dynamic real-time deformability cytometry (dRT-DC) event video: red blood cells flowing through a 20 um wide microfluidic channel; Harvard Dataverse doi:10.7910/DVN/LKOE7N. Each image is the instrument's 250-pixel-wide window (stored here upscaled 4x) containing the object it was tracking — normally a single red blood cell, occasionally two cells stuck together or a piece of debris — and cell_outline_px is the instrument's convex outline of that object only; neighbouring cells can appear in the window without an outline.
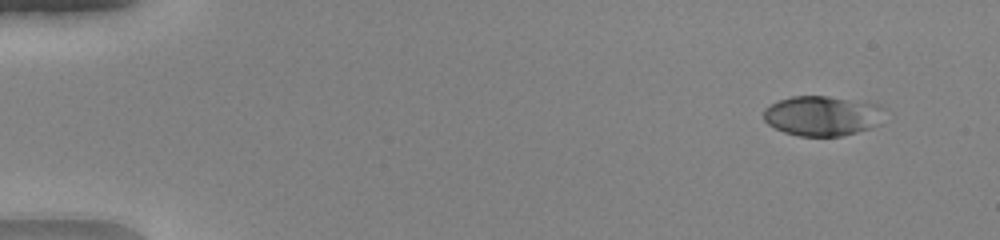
{"species": "human", "species_latin": "Homo sapiens", "temperature_condition": "warm", "stored_images_in_passage": 51, "camera_frame_rate_fps": 3000, "um_per_image_px": 0.085, "donor": {"sex": "female"}, "frame": {"image": 1, "passage_image": 5, "time_ms": 1.333, "image_size_px": [1000, 240], "cell_outline_px": [[884, 108], [868, 128], [856, 132], [840, 136], [800, 136], [784, 132], [768, 124], [764, 120], [764, 108], [780, 100], [792, 96], [828, 96], [880, 104]], "centroid_in_image_um": [69.79, 9.83], "position_along_channel_um": 15.2, "area_um2": 27.4}}
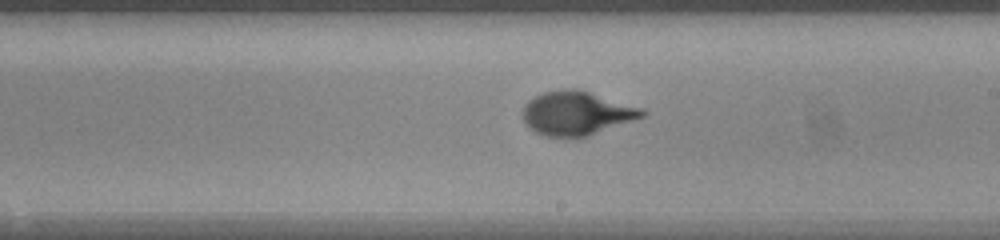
{"frame": {"image": 2, "passage_image": 31, "time_ms": 10.0, "image_size_px": [1000, 240], "cell_outline_px": [[648, 112], [644, 116], [588, 136], [544, 136], [536, 132], [524, 124], [520, 116], [524, 104], [528, 100], [544, 92], [564, 88], [576, 88], [644, 108]], "centroid_in_image_um": [48.98, 9.61], "position_along_channel_um": 240.0, "area_um2": 30.63}}
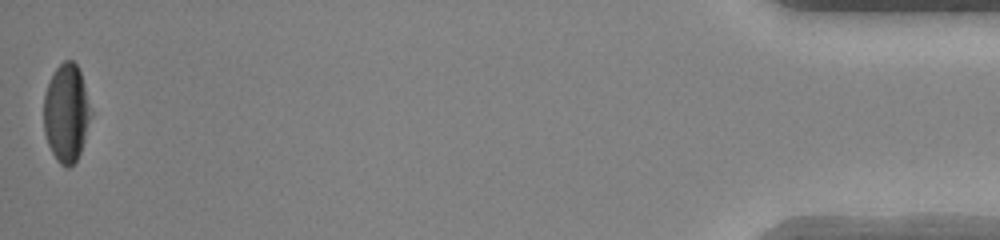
{"frame": {"image": 3, "passage_image": 51, "time_ms": 16.667, "image_size_px": [1000, 240], "cell_outline_px": [[92, 116], [80, 152], [76, 160], [68, 168], [64, 168], [56, 160], [48, 144], [44, 132], [44, 92], [56, 68], [64, 60], [72, 60], [76, 64], [80, 72], [84, 84], [92, 112]], "centroid_in_image_um": [5.64, 9.62], "position_along_channel_um": 429.6, "area_um2": 26.93}, "authors_computed_cell_mechanics": {"area_um2": 29.1312, "velocity_mm_per_s": 4.1604, "shape_relaxation_time_tau1_ms": 3.829, "shape_relaxation_time_tau2_ms": null, "deformation_change_tau1": 0.236, "deformation_change_tau2": null}}